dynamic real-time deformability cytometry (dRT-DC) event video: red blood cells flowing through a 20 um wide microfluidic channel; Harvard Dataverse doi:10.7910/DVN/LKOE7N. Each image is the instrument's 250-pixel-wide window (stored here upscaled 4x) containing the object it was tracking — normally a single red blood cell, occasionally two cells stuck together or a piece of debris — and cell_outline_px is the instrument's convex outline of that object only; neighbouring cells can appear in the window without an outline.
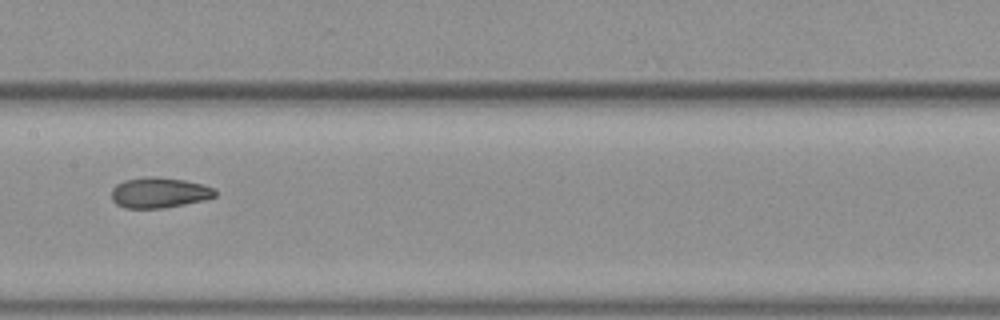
{"species": "common noctule bat (a hibernating species)", "species_latin": "Nyctalus noctula", "temperature_condition": "warm", "stored_images_in_passage": 22, "camera_frame_rate_fps": 3000, "um_per_image_px": 0.085, "animal": {"sex": "female", "body_mass_g": 19.3, "forearm_length_mm": 54.1}, "frame": {"image": 1, "passage_image": 10, "time_ms": 3.0, "image_size_px": [1000, 320], "cell_outline_px": [[216, 196], [204, 200], [164, 208], [124, 208], [116, 204], [112, 200], [112, 188], [116, 184], [124, 180], [148, 176], [156, 176], [184, 180], [204, 184], [212, 188], [216, 192]], "centroid_in_image_um": [13.51, 16.37], "position_along_channel_um": 193.9, "area_um2": 18.5}}
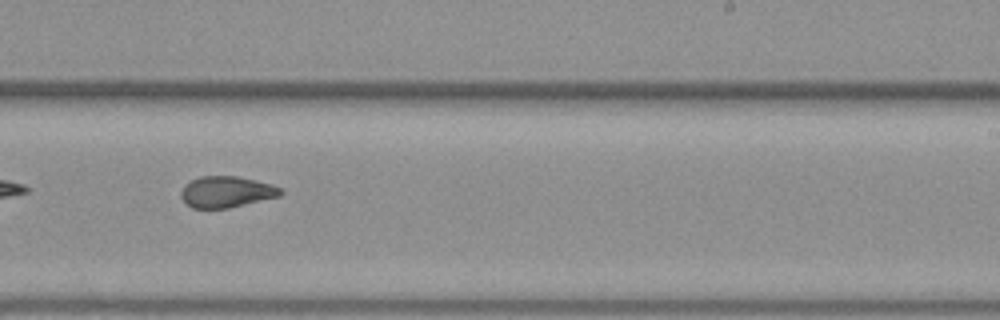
{"frame": {"image": 2, "passage_image": 16, "time_ms": 5.0, "image_size_px": [1000, 320], "cell_outline_px": [[284, 192], [280, 196], [228, 208], [192, 208], [184, 204], [180, 196], [180, 192], [192, 180], [200, 176], [236, 176], [272, 184], [280, 188]], "centroid_in_image_um": [19.24, 16.32], "position_along_channel_um": 269.8, "area_um2": 18.03}}
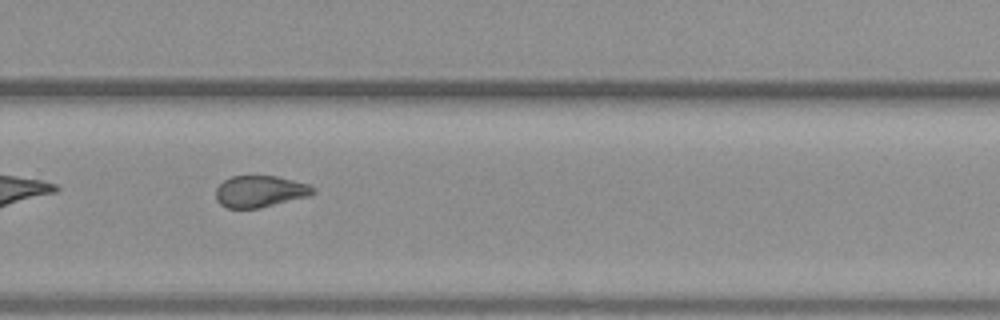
{"frame": {"image": 3, "passage_image": 19, "time_ms": 6.0, "image_size_px": [1000, 320], "cell_outline_px": [[316, 192], [308, 196], [260, 208], [228, 208], [220, 204], [216, 200], [216, 188], [224, 180], [232, 176], [276, 176], [308, 184], [316, 188]], "centroid_in_image_um": [22.1, 16.27], "position_along_channel_um": 307.7, "area_um2": 17.86}}